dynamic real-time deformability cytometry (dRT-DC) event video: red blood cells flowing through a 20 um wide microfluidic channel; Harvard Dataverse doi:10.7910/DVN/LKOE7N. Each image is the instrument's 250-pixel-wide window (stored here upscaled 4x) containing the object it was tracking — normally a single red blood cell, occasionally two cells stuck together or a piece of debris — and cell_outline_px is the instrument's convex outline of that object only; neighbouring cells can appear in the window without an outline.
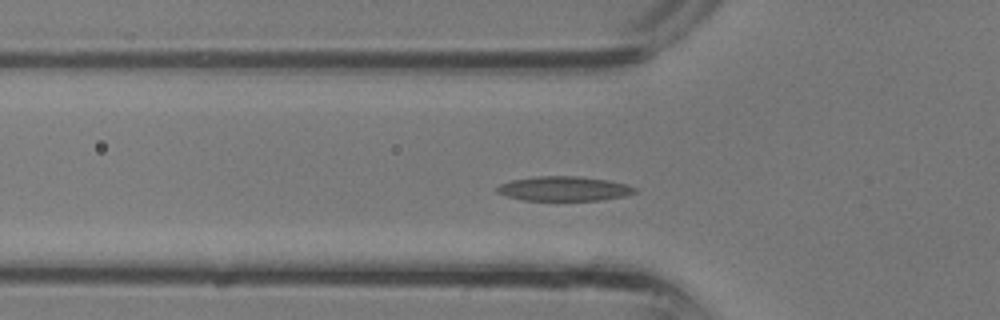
{"species": "common noctule bat (a hibernating species)", "species_latin": "Nyctalus noctula", "temperature_condition": "room temperature", "stored_images_in_passage": 27, "camera_frame_rate_fps": 3000, "um_per_image_px": 0.085, "animal": {"sex": "male", "body_mass_g": 13.3}, "frame": {"image": 1, "passage_image": 8, "time_ms": 2.333, "image_size_px": [1000, 320], "cell_outline_px": [[636, 192], [624, 196], [600, 200], [524, 200], [508, 196], [496, 192], [496, 188], [500, 184], [512, 180], [536, 176], [576, 176], [608, 180], [628, 184], [636, 188]], "centroid_in_image_um": [47.95, 16.03], "position_along_channel_um": 77.8, "area_um2": 19.59}}
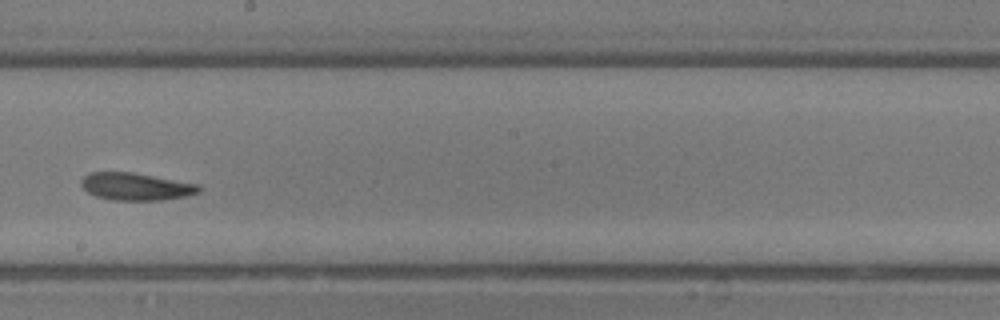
{"frame": {"image": 2, "passage_image": 16, "time_ms": 5.0, "image_size_px": [1000, 320], "cell_outline_px": [[204, 188], [200, 192], [188, 196], [160, 200], [112, 200], [96, 196], [88, 192], [80, 184], [80, 180], [88, 172], [132, 172], [200, 184]], "centroid_in_image_um": [11.59, 15.85], "position_along_channel_um": 236.6, "area_um2": 19.02}}
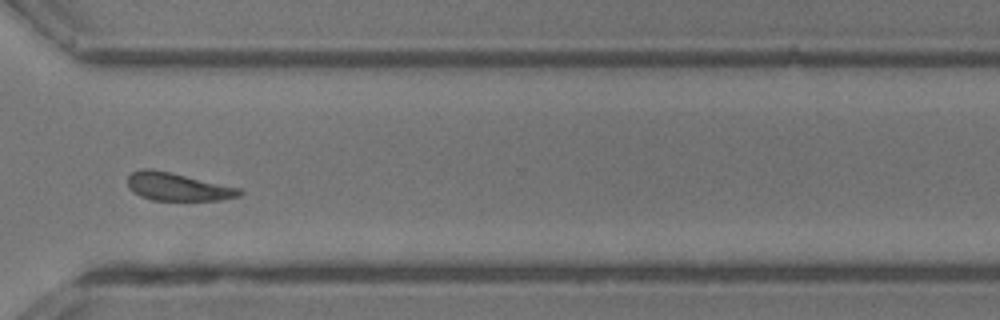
{"frame": {"image": 3, "passage_image": 22, "time_ms": 7.0, "image_size_px": [1000, 320], "cell_outline_px": [[244, 192], [240, 196], [220, 200], [152, 200], [140, 196], [132, 192], [128, 188], [128, 176], [132, 172], [140, 168], [152, 168], [172, 172], [240, 188]], "centroid_in_image_um": [15.08, 15.86], "position_along_channel_um": 355.5, "area_um2": 18.44}}